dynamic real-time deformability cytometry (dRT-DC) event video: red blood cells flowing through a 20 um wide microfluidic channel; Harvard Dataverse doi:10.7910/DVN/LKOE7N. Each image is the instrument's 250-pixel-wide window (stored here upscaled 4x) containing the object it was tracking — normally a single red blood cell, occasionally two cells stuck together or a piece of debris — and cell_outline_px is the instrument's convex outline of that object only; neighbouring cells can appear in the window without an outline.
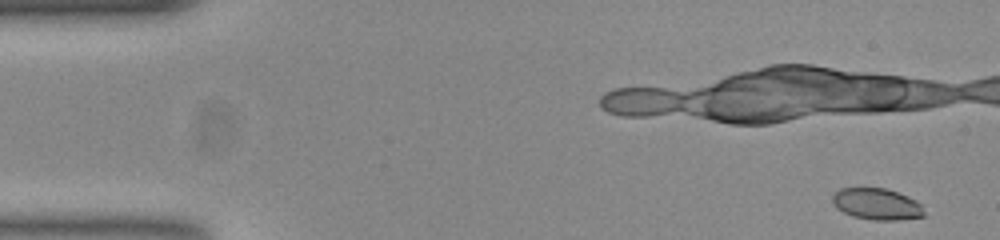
{"species": "common noctule bat (a hibernating species)", "species_latin": "Nyctalus noctula", "temperature_condition": "room temperature", "stored_images_in_passage": 12, "camera_frame_rate_fps": 3000, "um_per_image_px": 0.085, "animal": {"sex": "female", "body_mass_g": 23.0, "forearm_length_mm": 53.4}, "frame": {"image": 1, "passage_image": 3, "time_ms": 0.667, "image_size_px": [1000, 240], "cell_outline_px": [[924, 216], [900, 220], [872, 220], [852, 216], [836, 208], [832, 204], [832, 196], [840, 188], [884, 188], [908, 196], [916, 200], [920, 204], [924, 212]], "centroid_in_image_um": [74.51, 17.35], "position_along_channel_um": 10.5, "area_um2": 16.82}}